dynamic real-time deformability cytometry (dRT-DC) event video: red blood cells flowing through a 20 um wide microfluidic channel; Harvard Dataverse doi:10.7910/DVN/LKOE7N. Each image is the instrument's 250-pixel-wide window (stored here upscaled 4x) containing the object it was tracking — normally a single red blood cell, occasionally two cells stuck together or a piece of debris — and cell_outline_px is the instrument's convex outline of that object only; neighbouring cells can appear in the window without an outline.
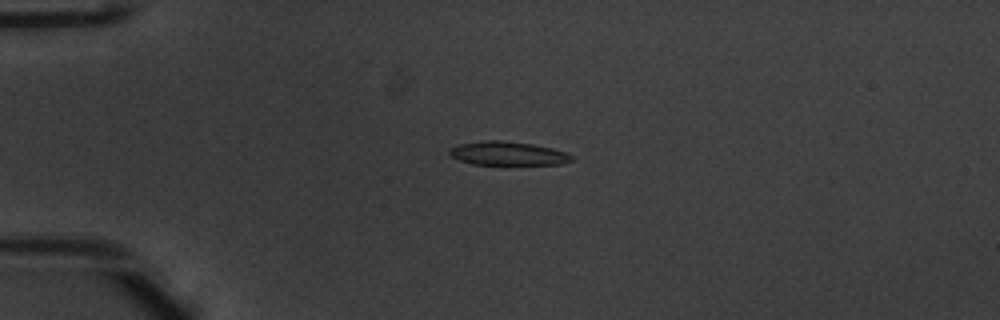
{"species": "common noctule bat (a hibernating species)", "species_latin": "Nyctalus noctula", "temperature_condition": "warm", "stored_images_in_passage": 40, "camera_frame_rate_fps": 3000, "um_per_image_px": 0.085, "animal": {"sex": "male", "body_mass_g": 20.1, "forearm_length_mm": 53.5}, "frame": {"image": 1, "passage_image": 1, "time_ms": 0.0, "image_size_px": [1000, 320], "cell_outline_px": [[576, 156], [572, 160], [560, 164], [504, 168], [472, 164], [460, 160], [452, 156], [448, 152], [448, 148], [456, 144], [484, 140], [500, 140], [532, 144], [552, 148], [568, 152]], "centroid_in_image_um": [43.19, 13.1], "position_along_channel_um": 41.8, "area_um2": 18.26}}
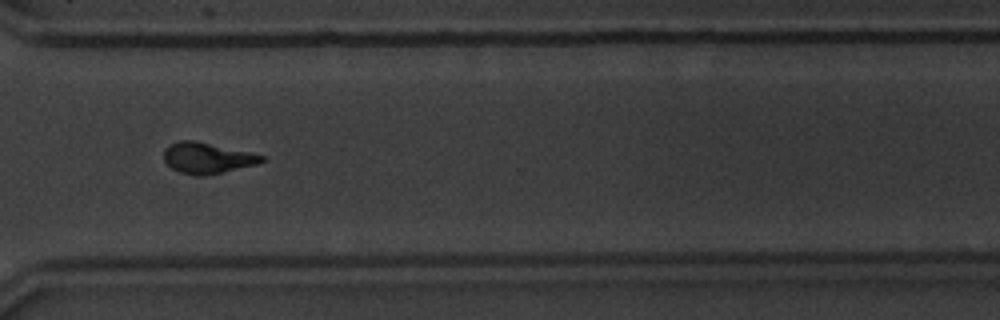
{"frame": {"image": 2, "passage_image": 27, "time_ms": 8.667, "image_size_px": [1000, 320], "cell_outline_px": [[264, 160], [256, 164], [220, 172], [180, 172], [172, 168], [164, 160], [164, 148], [168, 144], [180, 140], [196, 140], [252, 152], [264, 156]], "centroid_in_image_um": [17.6, 13.35], "position_along_channel_um": 353.0, "area_um2": 16.94}}
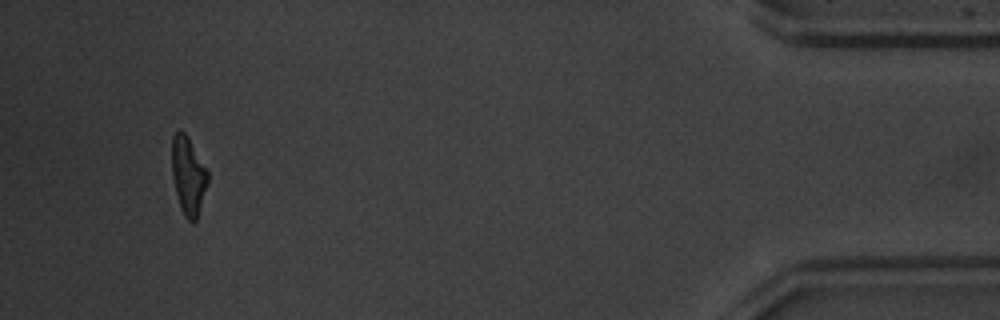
{"frame": {"image": 3, "passage_image": 37, "time_ms": 12.0, "image_size_px": [1000, 320], "cell_outline_px": [[208, 184], [196, 220], [192, 224], [184, 216], [180, 208], [172, 176], [172, 136], [180, 128], [188, 136], [208, 172]], "centroid_in_image_um": [16.0, 14.93], "position_along_channel_um": 419.2, "area_um2": 16.36}, "authors_computed_cell_mechanics": {"area_um2": 17.1666, "velocity_mm_per_s": 3.9594, "shape_relaxation_time_tau1_ms": 4.7514, "shape_relaxation_time_tau2_ms": 2.5761, "deformation_change_tau1": 0.2099, "deformation_change_tau2": 0.1098}}